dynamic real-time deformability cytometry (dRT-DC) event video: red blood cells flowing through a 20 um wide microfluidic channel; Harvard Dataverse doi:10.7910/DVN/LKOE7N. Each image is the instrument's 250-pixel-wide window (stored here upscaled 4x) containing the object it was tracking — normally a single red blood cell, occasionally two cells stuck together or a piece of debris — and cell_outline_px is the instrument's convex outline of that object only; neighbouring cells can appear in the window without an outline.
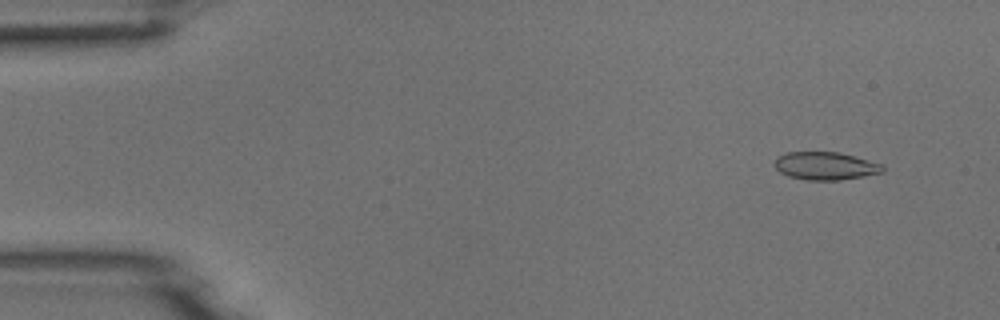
{"species": "common noctule bat (a hibernating species)", "species_latin": "Nyctalus noctula", "temperature_condition": "room temperature", "stored_images_in_passage": 54, "camera_frame_rate_fps": 3000, "um_per_image_px": 0.085, "animal": {"sex": "male", "body_mass_g": 18.8}, "frame": {"image": 1, "passage_image": 5, "time_ms": 1.333, "image_size_px": [1000, 320], "cell_outline_px": [[884, 172], [864, 176], [840, 180], [808, 180], [788, 176], [780, 172], [772, 164], [776, 156], [788, 152], [840, 152], [884, 164]], "centroid_in_image_um": [70.16, 14.09], "position_along_channel_um": 14.8, "area_um2": 17.8}}
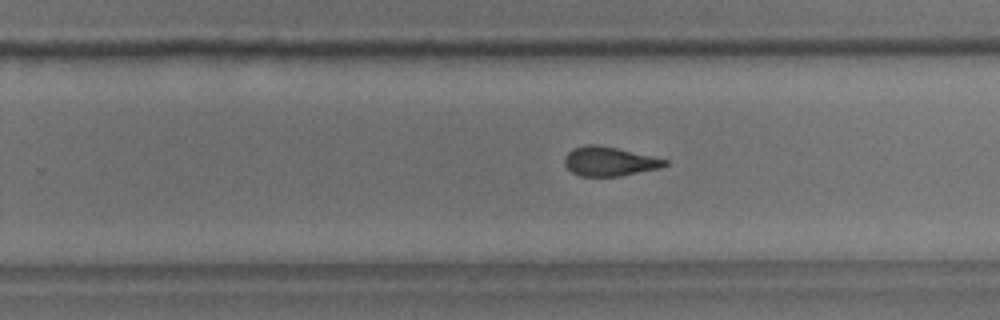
{"frame": {"image": 2, "passage_image": 34, "time_ms": 11.0, "image_size_px": [1000, 320], "cell_outline_px": [[668, 164], [660, 168], [620, 176], [580, 176], [572, 172], [564, 164], [564, 156], [572, 148], [588, 144], [596, 144], [616, 148], [652, 156], [668, 160]], "centroid_in_image_um": [51.77, 13.71], "position_along_channel_um": 278.0, "area_um2": 17.05}}
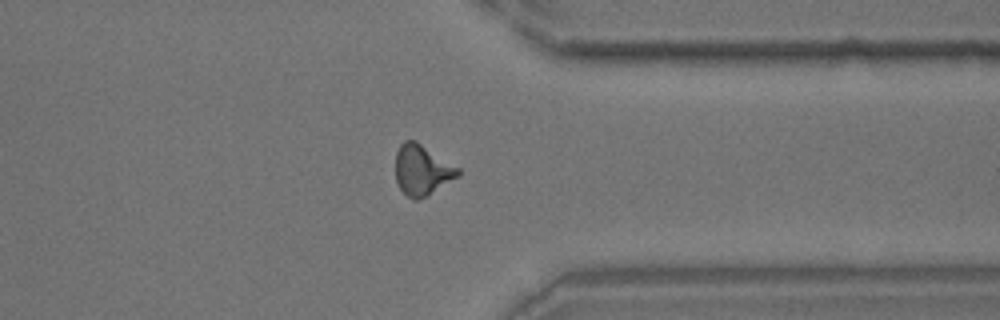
{"frame": {"image": 3, "passage_image": 42, "time_ms": 13.667, "image_size_px": [1000, 320], "cell_outline_px": [[460, 176], [428, 196], [416, 200], [412, 200], [400, 188], [396, 180], [396, 152], [400, 144], [404, 140], [416, 140], [460, 168]], "centroid_in_image_um": [35.9, 14.45], "position_along_channel_um": 375.5, "area_um2": 18.61}}